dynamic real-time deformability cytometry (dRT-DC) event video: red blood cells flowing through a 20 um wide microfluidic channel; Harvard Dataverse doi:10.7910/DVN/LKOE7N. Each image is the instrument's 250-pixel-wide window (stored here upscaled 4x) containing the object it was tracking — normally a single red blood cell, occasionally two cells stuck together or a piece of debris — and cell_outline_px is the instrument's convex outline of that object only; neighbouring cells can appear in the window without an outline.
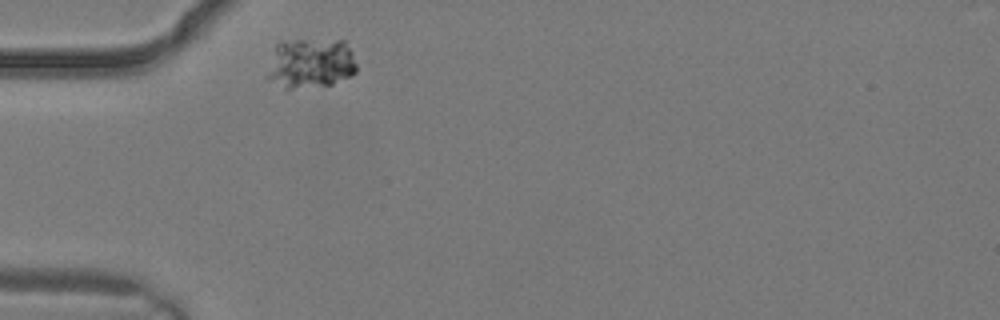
{"species": "common noctule bat (a hibernating species)", "species_latin": "Nyctalus noctula", "temperature_condition": "warm", "stored_images_in_passage": 1, "camera_frame_rate_fps": 3000, "um_per_image_px": 0.085, "animal": {"sex": "male", "body_mass_g": 19.2, "forearm_length_mm": 51.8}, "frame": {"image": 1, "passage_image": 1, "time_ms": 0.0, "image_size_px": [1000, 320], "cell_outline_px": [[356, 72], [352, 76], [332, 84], [292, 88], [284, 88], [264, 76], [276, 44], [280, 40], [344, 40], [352, 52], [356, 64]], "centroid_in_image_um": [26.38, 5.36], "position_along_channel_um": 58.6, "area_um2": 26.24}}